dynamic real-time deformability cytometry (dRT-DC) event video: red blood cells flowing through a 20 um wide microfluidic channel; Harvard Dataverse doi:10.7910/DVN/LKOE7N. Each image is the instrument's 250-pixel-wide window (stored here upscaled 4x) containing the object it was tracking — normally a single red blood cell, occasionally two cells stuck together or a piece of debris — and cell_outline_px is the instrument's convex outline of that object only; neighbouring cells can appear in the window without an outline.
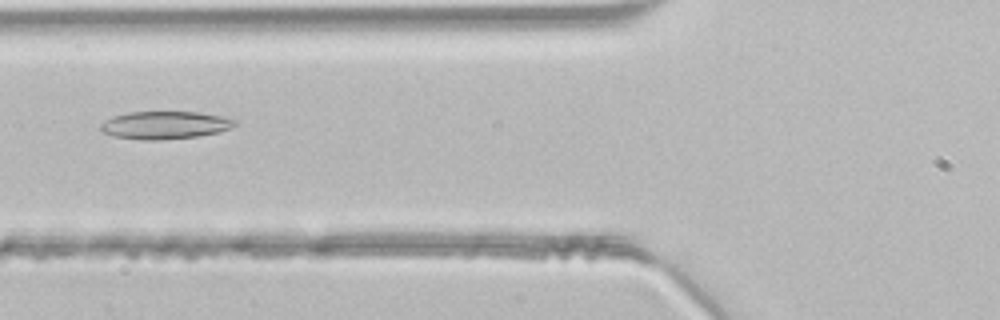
{"species": "common noctule bat (a hibernating species)", "species_latin": "Nyctalus noctula", "temperature_condition": "room temperature", "stored_images_in_passage": 41, "camera_frame_rate_fps": 3000, "um_per_image_px": 0.085, "animal": {"sex": "male", "body_mass_g": 21.5, "forearm_length_mm": 52.0}, "frame": {"image": 1, "passage_image": 11, "time_ms": 3.333, "image_size_px": [1000, 320], "cell_outline_px": [[236, 124], [232, 128], [220, 132], [200, 136], [160, 140], [144, 140], [112, 136], [104, 132], [100, 128], [100, 124], [104, 120], [112, 116], [128, 112], [196, 112], [220, 116], [236, 120]], "centroid_in_image_um": [14.01, 10.64], "position_along_channel_um": 111.8, "area_um2": 21.79}}
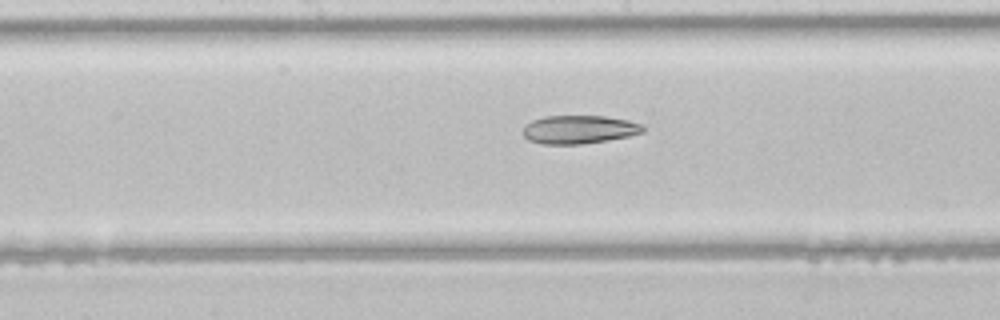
{"frame": {"image": 2, "passage_image": 17, "time_ms": 5.333, "image_size_px": [1000, 320], "cell_outline_px": [[644, 132], [628, 136], [580, 144], [540, 144], [528, 140], [524, 136], [524, 128], [532, 120], [544, 116], [604, 116], [628, 120], [644, 124]], "centroid_in_image_um": [49.23, 11.0], "position_along_channel_um": 199.0, "area_um2": 19.71}}
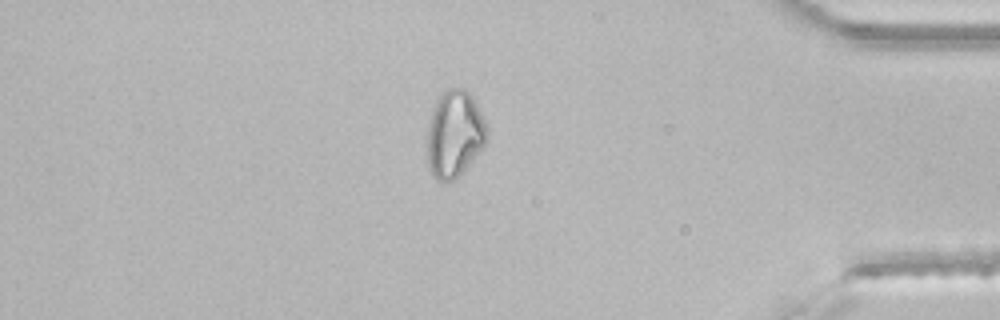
{"frame": {"image": 3, "passage_image": 33, "time_ms": 10.667, "image_size_px": [1000, 320], "cell_outline_px": [[488, 140], [472, 160], [452, 180], [444, 184], [436, 180], [428, 164], [428, 128], [432, 108], [440, 92], [448, 88], [464, 88], [472, 96], [488, 128]], "centroid_in_image_um": [38.63, 11.36], "position_along_channel_um": 396.6, "area_um2": 30.06}}